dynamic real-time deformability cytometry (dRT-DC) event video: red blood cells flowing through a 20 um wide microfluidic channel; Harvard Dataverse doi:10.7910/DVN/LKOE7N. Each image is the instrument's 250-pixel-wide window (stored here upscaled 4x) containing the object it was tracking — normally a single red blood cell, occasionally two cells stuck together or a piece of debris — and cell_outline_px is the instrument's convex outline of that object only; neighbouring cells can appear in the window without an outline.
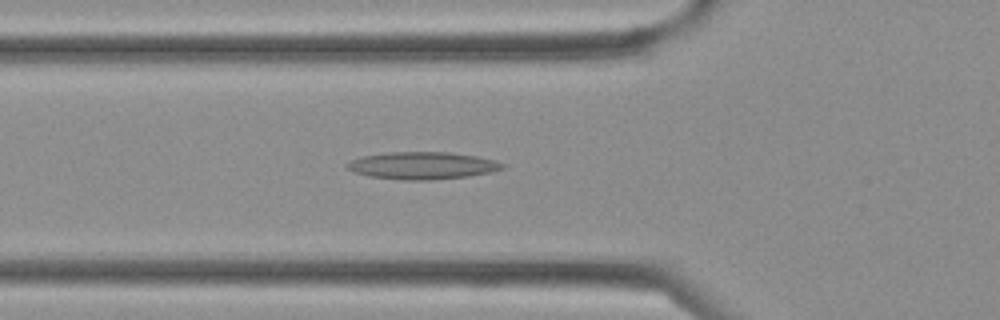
{"species": "Egyptian fruit bat (a non-hibernating species)", "species_latin": "Rousettus aegyptiacus", "temperature_condition": "cold", "stored_images_in_passage": 35, "camera_frame_rate_fps": 3000, "um_per_image_px": 0.085, "frame": {"image": 1, "passage_image": 12, "time_ms": 3.667, "image_size_px": [1000, 320], "cell_outline_px": [[508, 164], [504, 168], [492, 172], [468, 176], [428, 180], [404, 180], [368, 176], [356, 172], [348, 168], [344, 164], [352, 160], [364, 156], [388, 152], [448, 152], [476, 156], [496, 160]], "centroid_in_image_um": [35.96, 14.07], "position_along_channel_um": 89.8, "area_um2": 24.68}}
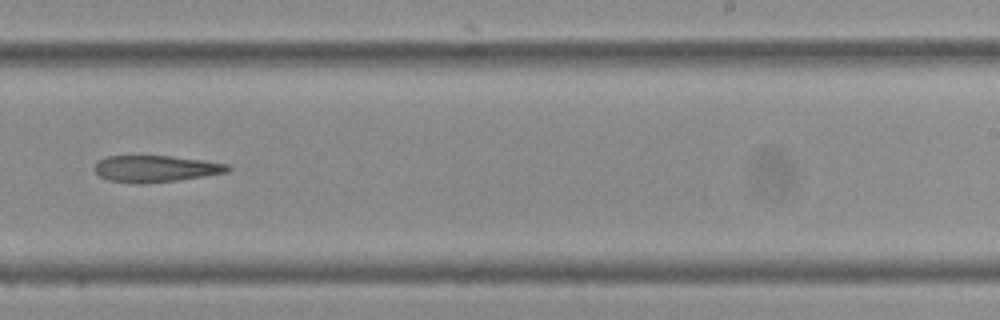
{"frame": {"image": 2, "passage_image": 22, "time_ms": 7.0, "image_size_px": [1000, 320], "cell_outline_px": [[232, 168], [228, 172], [176, 180], [144, 184], [136, 184], [108, 180], [100, 176], [92, 168], [96, 160], [104, 156], [172, 156], [204, 160], [228, 164]], "centroid_in_image_um": [13.17, 14.33], "position_along_channel_um": 275.8, "area_um2": 20.87}}
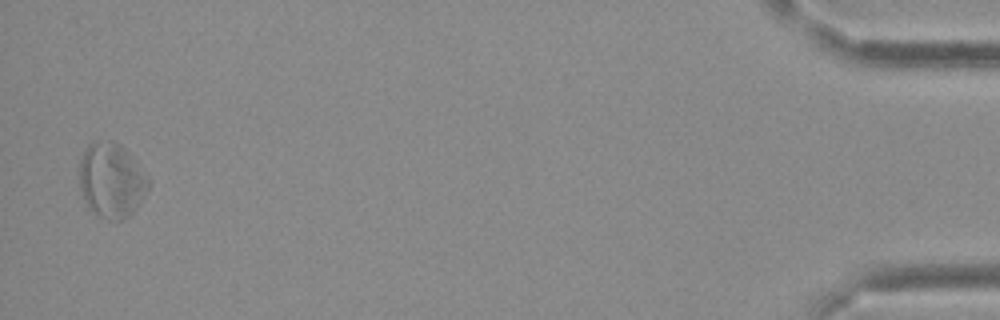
{"frame": {"image": 3, "passage_image": 35, "time_ms": 11.333, "image_size_px": [1000, 320], "cell_outline_px": [[152, 184], [148, 192], [140, 204], [124, 220], [108, 220], [92, 212], [88, 208], [80, 192], [80, 160], [88, 144], [92, 140], [112, 140], [120, 144], [132, 156], [152, 180]], "centroid_in_image_um": [9.51, 15.33], "position_along_channel_um": 425.7, "area_um2": 30.81}}